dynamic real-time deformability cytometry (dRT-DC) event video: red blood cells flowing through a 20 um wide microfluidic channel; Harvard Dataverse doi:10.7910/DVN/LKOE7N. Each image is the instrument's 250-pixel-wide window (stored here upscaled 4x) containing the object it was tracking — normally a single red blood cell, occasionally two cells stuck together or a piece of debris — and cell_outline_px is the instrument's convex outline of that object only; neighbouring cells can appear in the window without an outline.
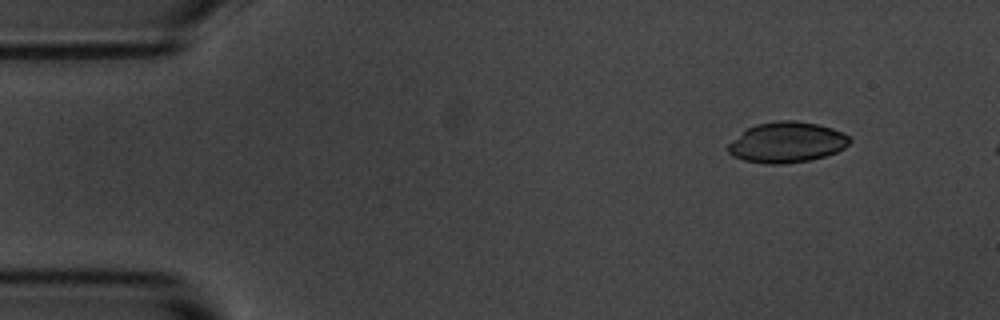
{"species": "common noctule bat (a hibernating species)", "species_latin": "Nyctalus noctula", "temperature_condition": "room temperature", "stored_images_in_passage": 3, "camera_frame_rate_fps": 3000, "um_per_image_px": 0.085, "animal": {"sex": "male", "body_mass_g": 20.1, "forearm_length_mm": 53.5}, "frame": {"image": 1, "passage_image": 1, "time_ms": 0.0, "image_size_px": [1000, 320], "cell_outline_px": [[852, 140], [844, 148], [836, 152], [812, 160], [784, 164], [764, 164], [744, 160], [732, 156], [728, 152], [728, 144], [732, 140], [748, 128], [756, 124], [776, 120], [796, 120], [816, 124], [832, 128], [848, 136]], "centroid_in_image_um": [66.87, 12.1], "position_along_channel_um": 18.1, "area_um2": 28.78}}